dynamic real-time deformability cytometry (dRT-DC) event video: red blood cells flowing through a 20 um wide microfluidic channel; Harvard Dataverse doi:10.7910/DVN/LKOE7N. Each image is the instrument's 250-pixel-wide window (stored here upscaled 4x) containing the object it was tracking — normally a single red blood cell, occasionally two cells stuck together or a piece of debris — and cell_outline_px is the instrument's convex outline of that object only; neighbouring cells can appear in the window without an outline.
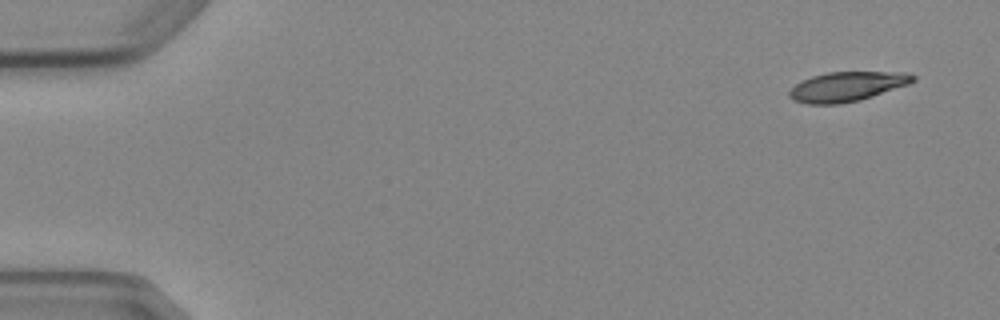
{"species": "Egyptian fruit bat (a non-hibernating species)", "species_latin": "Rousettus aegyptiacus", "temperature_condition": "cold", "stored_images_in_passage": 4, "camera_frame_rate_fps": 3000, "um_per_image_px": 0.085, "animal": {"sex": "female"}, "frame": {"image": 1, "passage_image": 1, "time_ms": 0.0, "image_size_px": [1000, 320], "cell_outline_px": [[916, 80], [908, 84], [860, 100], [840, 104], [808, 104], [792, 100], [788, 96], [788, 92], [800, 80], [812, 76], [828, 72], [908, 72], [916, 76]], "centroid_in_image_um": [71.97, 7.35], "position_along_channel_um": 13.0, "area_um2": 21.39}}
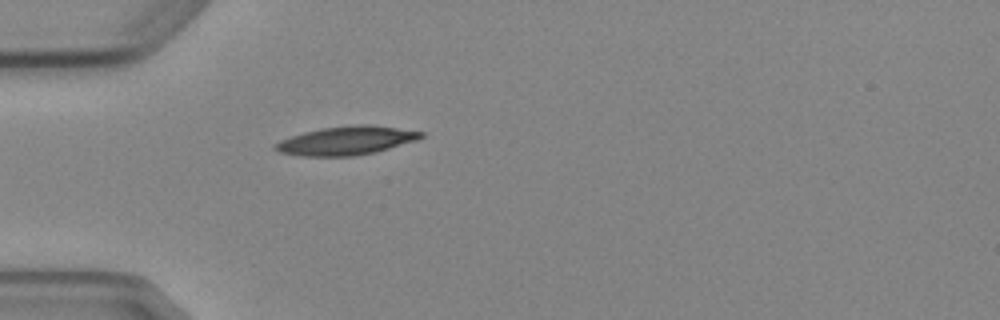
{"frame": {"image": 2, "passage_image": 4, "time_ms": 4.333, "image_size_px": [1000, 320], "cell_outline_px": [[424, 136], [416, 140], [376, 152], [352, 156], [300, 156], [280, 152], [272, 148], [272, 144], [280, 140], [304, 132], [320, 128], [356, 124], [372, 124], [424, 132]], "centroid_in_image_um": [29.41, 11.95], "position_along_channel_um": 55.6, "area_um2": 24.39}}